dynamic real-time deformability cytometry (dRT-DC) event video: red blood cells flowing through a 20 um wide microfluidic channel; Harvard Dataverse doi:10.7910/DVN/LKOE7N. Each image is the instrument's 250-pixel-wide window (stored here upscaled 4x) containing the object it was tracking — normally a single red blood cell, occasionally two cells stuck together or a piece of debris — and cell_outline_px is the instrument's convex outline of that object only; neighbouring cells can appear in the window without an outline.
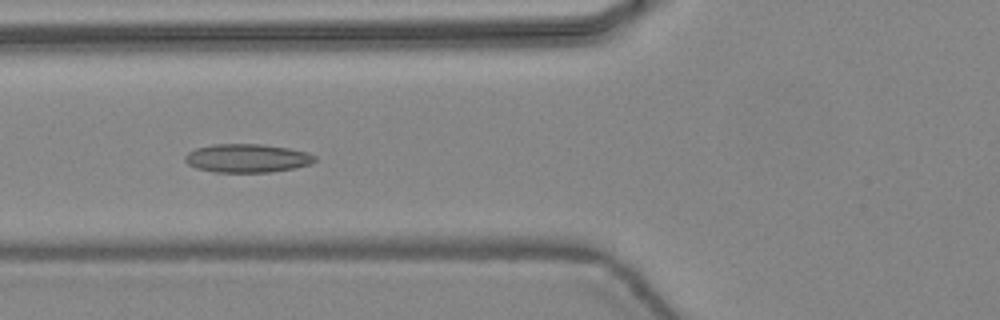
{"species": "common noctule bat (a hibernating species)", "species_latin": "Nyctalus noctula", "temperature_condition": "warm", "stored_images_in_passage": 48, "camera_frame_rate_fps": 3000, "um_per_image_px": 0.085, "animal": {"sex": "female", "body_mass_g": 24.6, "forearm_length_mm": 56.2}, "frame": {"image": 1, "passage_image": 19, "time_ms": 6.0, "image_size_px": [1000, 320], "cell_outline_px": [[316, 160], [312, 164], [296, 168], [272, 172], [216, 172], [196, 168], [188, 164], [184, 160], [184, 156], [188, 152], [196, 148], [212, 144], [260, 144], [288, 148], [308, 152], [316, 156]], "centroid_in_image_um": [21.03, 13.45], "position_along_channel_um": 104.8, "area_um2": 21.73}}
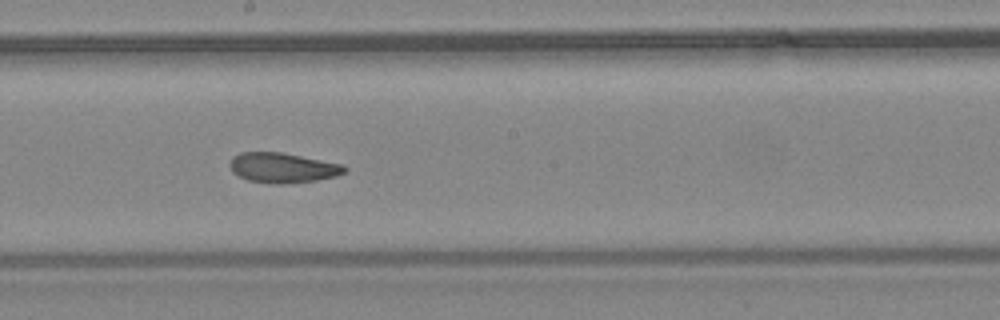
{"frame": {"image": 2, "passage_image": 27, "time_ms": 8.667, "image_size_px": [1000, 320], "cell_outline_px": [[348, 168], [344, 172], [336, 176], [316, 180], [280, 184], [272, 184], [248, 180], [232, 172], [228, 164], [232, 156], [240, 152], [280, 152], [344, 164]], "centroid_in_image_um": [24.01, 14.25], "position_along_channel_um": 224.2, "area_um2": 20.11}}
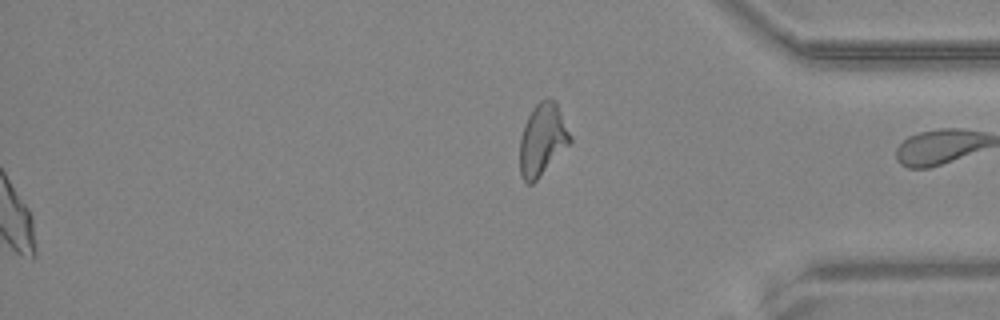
{"frame": {"image": 3, "passage_image": 48, "time_ms": 15.667, "image_size_px": [1000, 320], "cell_outline_px": [[572, 140], [536, 180], [532, 184], [528, 184], [520, 176], [520, 136], [524, 124], [532, 108], [540, 100], [556, 100], [572, 136]], "centroid_in_image_um": [46.1, 11.84], "position_along_channel_um": 389.1, "area_um2": 20.92}, "authors_computed_cell_mechanics": {"area_um2": 21.5594, "velocity_mm_per_s": 4.4513, "shape_relaxation_time_tau1_ms": 5.9807, "shape_relaxation_time_tau2_ms": 3.8161, "deformation_change_tau1": 0.1282, "deformation_change_tau2": 0.1191}}